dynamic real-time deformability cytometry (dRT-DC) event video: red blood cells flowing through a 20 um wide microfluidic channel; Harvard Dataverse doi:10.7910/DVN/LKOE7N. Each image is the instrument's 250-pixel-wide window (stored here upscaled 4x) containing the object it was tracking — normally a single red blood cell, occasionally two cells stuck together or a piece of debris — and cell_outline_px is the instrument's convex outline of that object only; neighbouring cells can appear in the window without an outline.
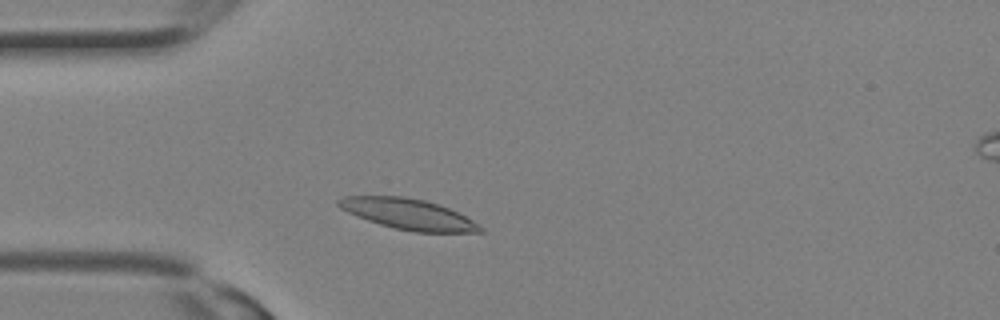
{"species": "Egyptian fruit bat (a non-hibernating species)", "species_latin": "Rousettus aegyptiacus", "temperature_condition": "room temperature", "stored_images_in_passage": 14, "camera_frame_rate_fps": 3000, "um_per_image_px": 0.085, "animal": {"sex": "female"}, "frame": {"image": 1, "passage_image": 4, "time_ms": 1.0, "image_size_px": [1000, 320], "cell_outline_px": [[484, 232], [416, 232], [396, 228], [380, 224], [356, 216], [340, 208], [336, 204], [336, 200], [344, 196], [404, 196], [424, 200], [440, 204], [480, 224], [484, 228]], "centroid_in_image_um": [34.7, 18.19], "position_along_channel_um": 50.3, "area_um2": 25.2}}
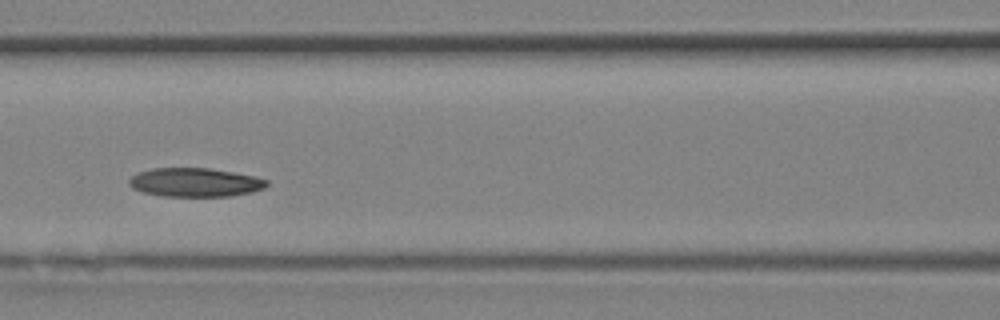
{"frame": {"image": 2, "passage_image": 9, "time_ms": 2.667, "image_size_px": [1000, 320], "cell_outline_px": [[268, 184], [264, 188], [252, 192], [232, 196], [164, 196], [144, 192], [132, 188], [128, 184], [128, 180], [136, 172], [152, 168], [208, 168], [232, 172], [252, 176], [268, 180]], "centroid_in_image_um": [16.55, 15.5], "position_along_channel_um": 150.1, "area_um2": 23.06}}
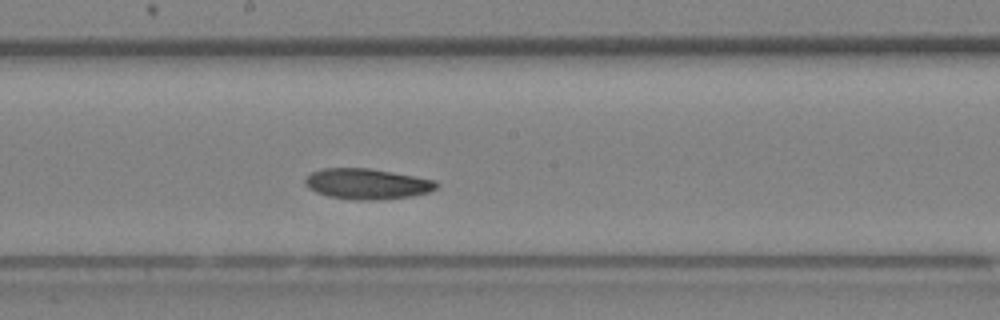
{"frame": {"image": 3, "passage_image": 12, "time_ms": 3.667, "image_size_px": [1000, 320], "cell_outline_px": [[440, 184], [436, 188], [428, 192], [412, 196], [368, 200], [356, 200], [328, 196], [316, 192], [308, 188], [304, 184], [304, 176], [320, 168], [368, 168], [392, 172], [436, 180]], "centroid_in_image_um": [31.16, 15.62], "position_along_channel_um": 217.0, "area_um2": 23.47}}